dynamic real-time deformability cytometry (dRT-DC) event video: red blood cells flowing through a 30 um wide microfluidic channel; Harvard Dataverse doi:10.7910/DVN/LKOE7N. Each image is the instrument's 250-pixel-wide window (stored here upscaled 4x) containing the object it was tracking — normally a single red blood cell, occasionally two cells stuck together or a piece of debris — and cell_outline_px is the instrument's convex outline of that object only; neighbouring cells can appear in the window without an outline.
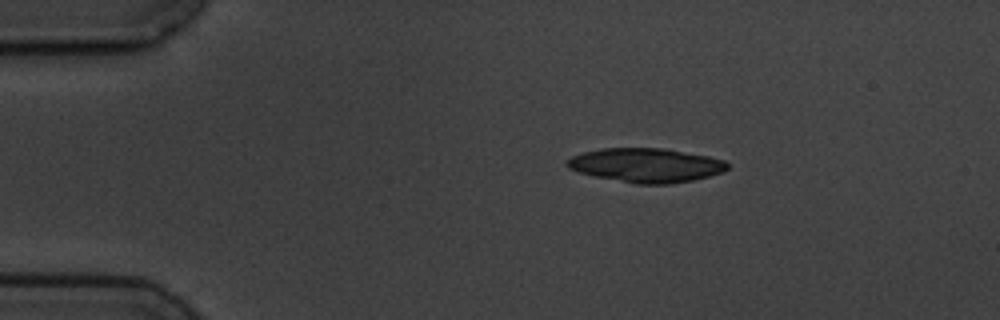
{"species": "common noctule bat (a hibernating species)", "species_latin": "Nyctalus noctula", "temperature_condition": "cold", "stored_images_in_passage": 3, "camera_frame_rate_fps": 3000, "um_per_image_px": 0.085, "animal": {"sex": "male", "body_mass_g": 19.5, "forearm_length_mm": 54.6}, "frame": {"image": 1, "passage_image": 2, "time_ms": 1.333, "image_size_px": [1000, 320], "cell_outline_px": [[728, 168], [724, 172], [692, 180], [668, 184], [636, 184], [596, 176], [580, 172], [568, 168], [564, 164], [572, 156], [584, 152], [600, 148], [664, 148], [708, 156], [724, 160], [728, 164]], "centroid_in_image_um": [54.92, 14.04], "position_along_channel_um": 30.1, "area_um2": 31.73}}